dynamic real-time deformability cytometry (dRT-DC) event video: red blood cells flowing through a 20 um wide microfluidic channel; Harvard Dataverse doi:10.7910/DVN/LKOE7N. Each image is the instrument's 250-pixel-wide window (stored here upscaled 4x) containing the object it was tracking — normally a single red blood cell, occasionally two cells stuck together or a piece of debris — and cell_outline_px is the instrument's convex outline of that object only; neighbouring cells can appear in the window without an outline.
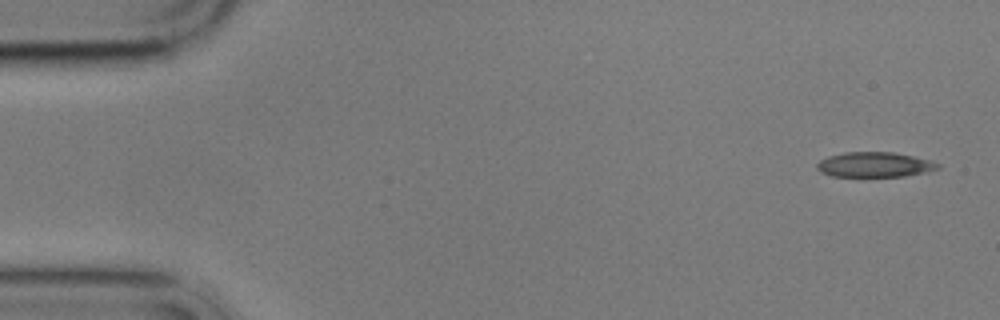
{"species": "common noctule bat (a hibernating species)", "species_latin": "Nyctalus noctula", "temperature_condition": "cold", "stored_images_in_passage": 6, "segment_of_instrument_passage": [1, 2], "camera_frame_rate_fps": 3000, "um_per_image_px": 0.085, "animal": {"sex": "male", "body_mass_g": 17.9}, "frame": {"image": 1, "passage_image": 1, "time_ms": 0.0, "image_size_px": [1000, 320], "cell_outline_px": [[940, 168], [924, 172], [904, 176], [832, 176], [816, 168], [816, 164], [820, 160], [828, 156], [844, 152], [892, 152], [912, 156], [928, 160], [940, 164]], "centroid_in_image_um": [74.32, 13.99], "position_along_channel_um": 10.7, "area_um2": 17.34}}